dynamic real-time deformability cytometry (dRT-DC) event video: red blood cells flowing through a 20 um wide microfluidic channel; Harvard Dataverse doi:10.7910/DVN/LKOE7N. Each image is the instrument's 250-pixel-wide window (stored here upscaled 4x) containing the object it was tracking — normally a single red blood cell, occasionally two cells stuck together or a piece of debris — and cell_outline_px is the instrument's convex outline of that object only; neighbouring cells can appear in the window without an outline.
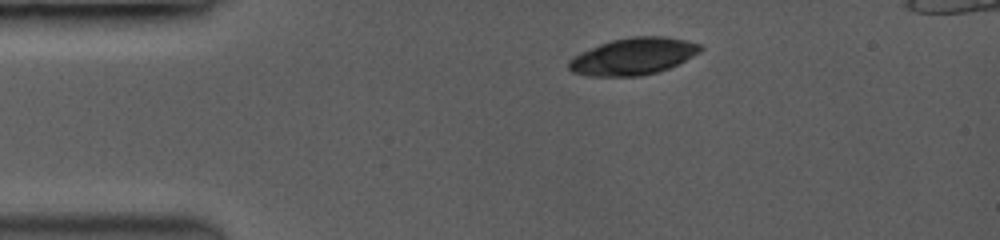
{"species": "common noctule bat (a hibernating species)", "species_latin": "Nyctalus noctula", "temperature_condition": "room temperature", "stored_images_in_passage": 26, "camera_frame_rate_fps": 3500, "um_per_image_px": 0.085, "animal": {"sex": "female", "body_mass_g": 19.0, "forearm_length_mm": 53.3}, "frame": {"image": 1, "passage_image": 1, "time_ms": 0.0, "image_size_px": [1000, 240], "cell_outline_px": [[704, 48], [700, 52], [668, 68], [656, 72], [636, 76], [592, 76], [572, 72], [568, 68], [568, 64], [576, 56], [600, 44], [612, 40], [636, 36], [660, 36], [684, 40], [700, 44]], "centroid_in_image_um": [53.85, 4.79], "position_along_channel_um": 31.1, "area_um2": 27.57}}
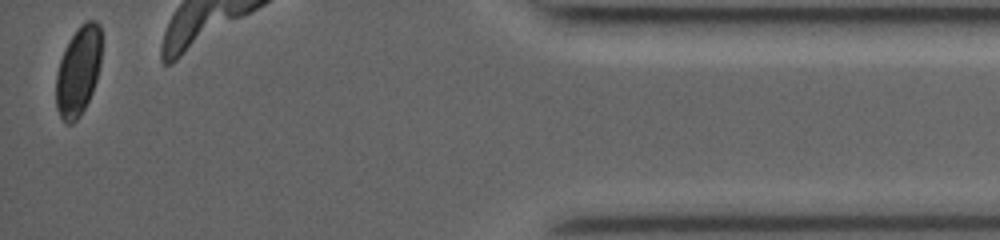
{"frame": {"image": 2, "passage_image": 26, "time_ms": 12.571, "image_size_px": [1000, 240], "cell_outline_px": [[100, 64], [96, 80], [92, 92], [80, 116], [72, 124], [64, 124], [56, 108], [56, 76], [60, 60], [76, 28], [80, 24], [88, 20], [96, 20], [100, 24]], "centroid_in_image_um": [6.64, 6.06], "position_along_channel_um": 428.6, "area_um2": 23.52}, "authors_computed_cell_mechanics": {"area_um2": 28.2642, "velocity_mm_per_s": 3.9965, "shape_relaxation_time_tau1_ms": 2.6017, "shape_relaxation_time_tau2_ms": null, "deformation_change_tau1": 0.1455, "deformation_change_tau2": null}}